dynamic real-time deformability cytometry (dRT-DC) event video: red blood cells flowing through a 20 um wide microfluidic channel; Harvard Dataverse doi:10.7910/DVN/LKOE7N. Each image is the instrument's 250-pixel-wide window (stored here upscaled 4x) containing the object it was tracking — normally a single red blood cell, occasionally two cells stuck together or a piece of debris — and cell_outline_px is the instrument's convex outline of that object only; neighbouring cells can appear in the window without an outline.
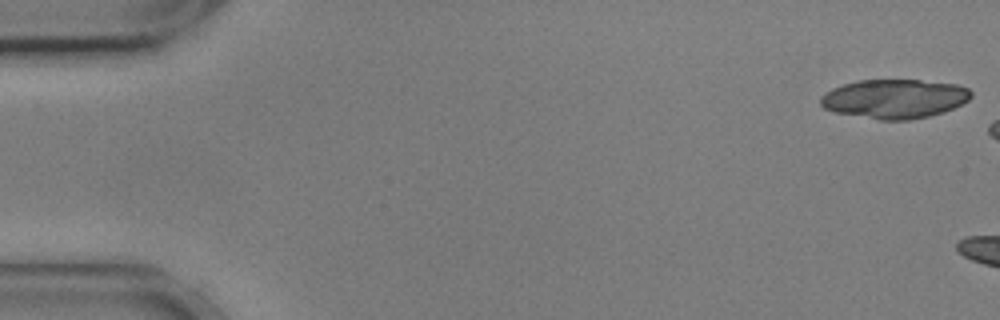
{"species": "common noctule bat (a hibernating species)", "species_latin": "Nyctalus noctula", "temperature_condition": "cold", "stored_images_in_passage": 5, "camera_frame_rate_fps": 3000, "um_per_image_px": 0.085, "animal": {"sex": "male", "body_mass_g": 17.9, "forearm_length_mm": 54.2}, "frame": {"image": 1, "passage_image": 1, "time_ms": 0.0, "image_size_px": [1000, 320], "cell_outline_px": [[972, 96], [968, 100], [944, 112], [928, 116], [908, 120], [880, 120], [832, 112], [824, 108], [820, 104], [820, 96], [832, 88], [856, 80], [920, 80], [956, 84], [968, 88], [972, 92]], "centroid_in_image_um": [76.0, 8.4], "position_along_channel_um": 9.0, "area_um2": 34.45}}